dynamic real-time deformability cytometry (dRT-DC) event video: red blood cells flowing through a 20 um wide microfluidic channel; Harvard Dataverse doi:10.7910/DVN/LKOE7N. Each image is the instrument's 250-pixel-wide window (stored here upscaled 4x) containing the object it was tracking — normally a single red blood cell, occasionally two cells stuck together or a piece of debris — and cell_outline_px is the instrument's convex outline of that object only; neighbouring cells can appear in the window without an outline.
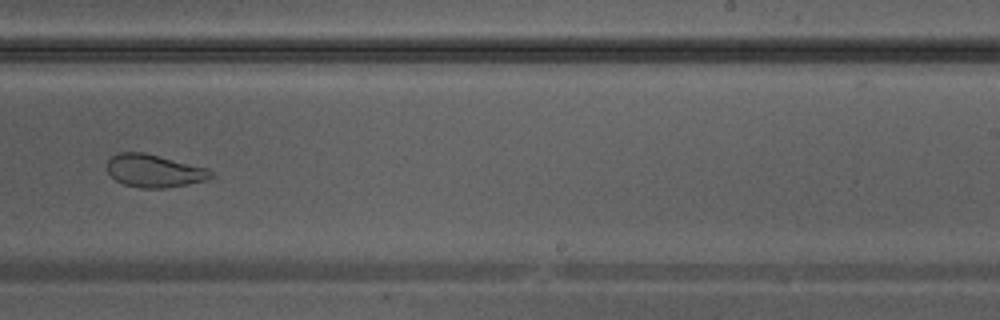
{"species": "Egyptian fruit bat (a non-hibernating species)", "species_latin": "Rousettus aegyptiacus", "temperature_condition": "warm", "stored_images_in_passage": 36, "camera_frame_rate_fps": 3000, "um_per_image_px": 0.085, "animal": {"sex": "male"}, "frame": {"image": 1, "passage_image": 21, "time_ms": 6.667, "image_size_px": [1000, 320], "cell_outline_px": [[212, 176], [204, 180], [188, 184], [168, 188], [140, 188], [124, 184], [116, 180], [108, 172], [108, 160], [112, 156], [120, 152], [144, 152], [208, 168], [212, 172]], "centroid_in_image_um": [13.1, 14.52], "position_along_channel_um": 275.9, "area_um2": 19.71}}